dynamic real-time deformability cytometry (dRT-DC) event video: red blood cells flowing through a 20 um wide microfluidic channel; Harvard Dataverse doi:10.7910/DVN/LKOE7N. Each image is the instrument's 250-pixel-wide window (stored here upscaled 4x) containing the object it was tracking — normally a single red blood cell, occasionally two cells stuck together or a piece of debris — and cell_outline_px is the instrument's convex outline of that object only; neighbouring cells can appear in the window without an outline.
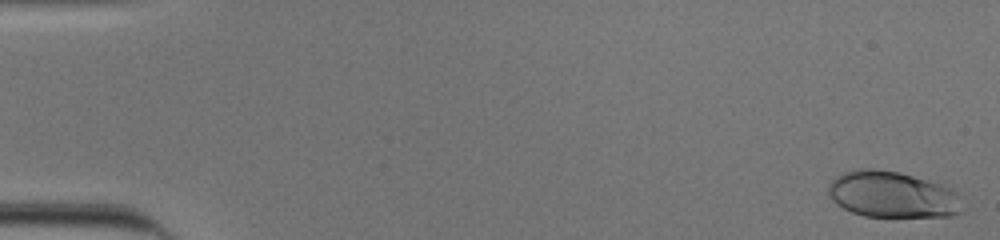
{"species": "human", "species_latin": "Homo sapiens", "temperature_condition": "cold", "stored_images_in_passage": 53, "camera_frame_rate_fps": 3000, "um_per_image_px": 0.085, "donor": {"sex": "male"}, "frame": {"image": 1, "passage_image": 1, "time_ms": 0.0, "image_size_px": [1000, 240], "cell_outline_px": [[960, 212], [952, 216], [864, 216], [852, 212], [836, 204], [832, 200], [828, 192], [828, 188], [832, 180], [836, 176], [844, 172], [864, 168], [872, 168], [900, 172], [940, 184], [956, 192]], "centroid_in_image_um": [75.78, 16.53], "position_along_channel_um": 9.2, "area_um2": 35.6}}
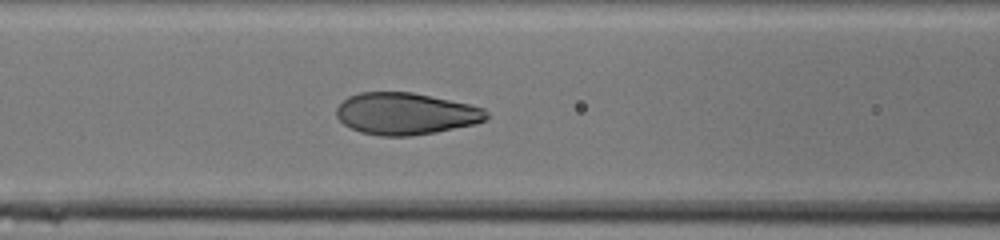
{"frame": {"image": 2, "passage_image": 23, "time_ms": 7.333, "image_size_px": [1000, 240], "cell_outline_px": [[488, 116], [484, 120], [476, 124], [436, 132], [412, 136], [380, 136], [360, 132], [344, 124], [336, 116], [336, 108], [348, 96], [360, 92], [412, 92], [468, 104], [484, 108], [488, 112]], "centroid_in_image_um": [34.48, 9.67], "position_along_channel_um": 132.1, "area_um2": 36.59}}
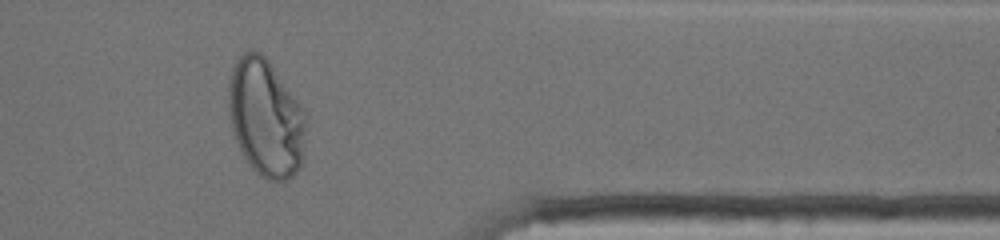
{"frame": {"image": 3, "passage_image": 44, "time_ms": 14.333, "image_size_px": [1000, 240], "cell_outline_px": [[304, 156], [300, 168], [288, 180], [268, 180], [260, 176], [248, 164], [240, 148], [232, 128], [228, 108], [228, 80], [240, 56], [244, 52], [260, 52], [268, 60], [300, 104], [304, 112]], "centroid_in_image_um": [22.58, 10.06], "position_along_channel_um": 388.8, "area_um2": 52.42}, "authors_computed_cell_mechanics": {"area_um2": 37.1076, "velocity_mm_per_s": 3.8895, "shape_relaxation_time_tau1_ms": 3.8838, "shape_relaxation_time_tau2_ms": null, "deformation_change_tau1": 0.2001, "deformation_change_tau2": null}}